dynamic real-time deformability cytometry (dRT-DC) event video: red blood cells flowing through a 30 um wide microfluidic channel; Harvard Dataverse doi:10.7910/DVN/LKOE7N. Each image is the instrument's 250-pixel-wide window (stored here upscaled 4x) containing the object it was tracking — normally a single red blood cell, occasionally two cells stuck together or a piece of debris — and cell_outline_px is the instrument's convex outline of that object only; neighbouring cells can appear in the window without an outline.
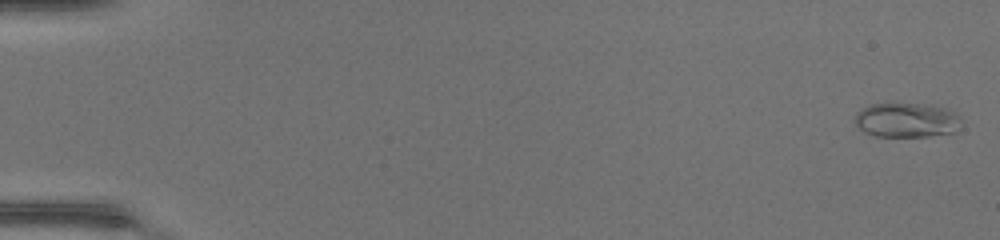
{"species": "common noctule bat (a hibernating species)", "species_latin": "Nyctalus noctula", "temperature_condition": "warm", "stored_images_in_passage": 49, "camera_frame_rate_fps": 3000, "um_per_image_px": 0.085, "animal": {"sex": "female", "body_mass_g": 17.0, "forearm_length_mm": 48.0}, "frame": {"image": 1, "passage_image": 2, "time_ms": 0.333, "image_size_px": [1000, 240], "cell_outline_px": [[960, 116], [956, 132], [928, 136], [872, 136], [864, 132], [856, 124], [856, 112], [872, 104], [924, 104], [944, 108], [956, 112]], "centroid_in_image_um": [77.06, 10.22], "position_along_channel_um": 7.9, "area_um2": 21.15}}
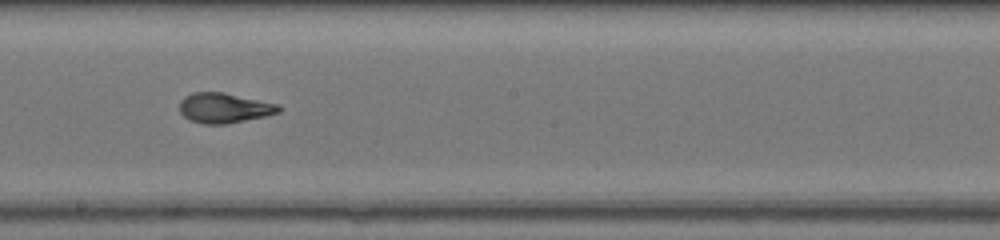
{"frame": {"image": 2, "passage_image": 29, "time_ms": 9.333, "image_size_px": [1000, 240], "cell_outline_px": [[280, 112], [264, 116], [228, 124], [204, 124], [188, 120], [180, 112], [180, 100], [184, 96], [192, 92], [224, 92], [280, 104]], "centroid_in_image_um": [19.04, 9.17], "position_along_channel_um": 229.2, "area_um2": 17.51}}
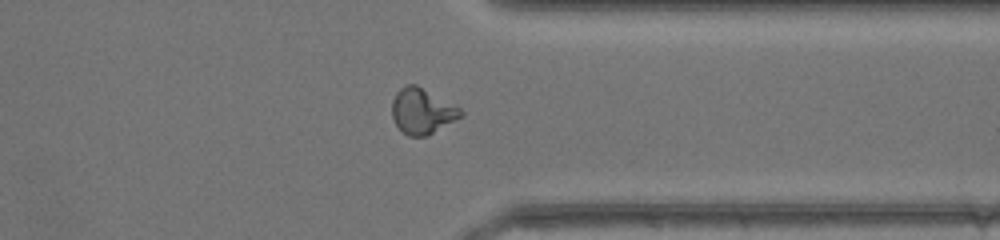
{"frame": {"image": 3, "passage_image": 39, "time_ms": 12.667, "image_size_px": [1000, 240], "cell_outline_px": [[464, 116], [424, 136], [408, 136], [396, 124], [392, 116], [392, 100], [396, 92], [400, 88], [408, 84], [416, 84], [456, 104], [464, 112]], "centroid_in_image_um": [35.9, 9.41], "position_along_channel_um": 375.5, "area_um2": 18.26}, "authors_computed_cell_mechanics": {"area_um2": 17.7446, "velocity_mm_per_s": 4.4532, "shape_relaxation_time_tau1_ms": 6.0514, "shape_relaxation_time_tau2_ms": 1.1627, "deformation_change_tau1": 0.2639, "deformation_change_tau2": 0.0796}}